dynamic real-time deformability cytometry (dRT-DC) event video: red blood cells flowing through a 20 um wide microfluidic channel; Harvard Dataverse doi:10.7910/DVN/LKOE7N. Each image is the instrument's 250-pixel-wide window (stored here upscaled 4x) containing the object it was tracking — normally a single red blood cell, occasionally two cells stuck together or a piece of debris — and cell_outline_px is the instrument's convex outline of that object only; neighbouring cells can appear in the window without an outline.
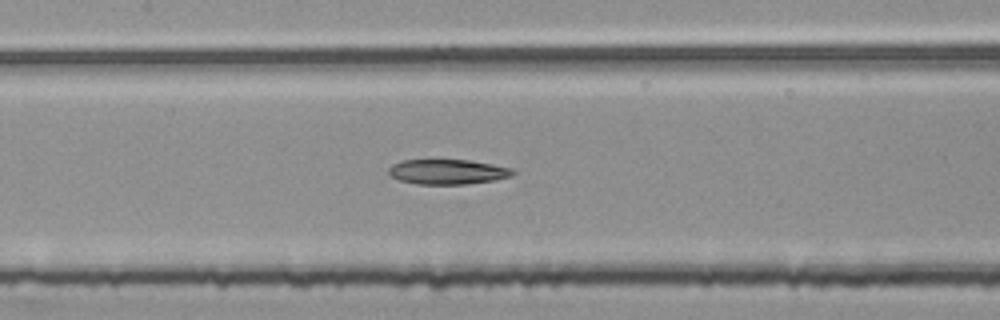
{"species": "common noctule bat (a hibernating species)", "species_latin": "Nyctalus noctula", "temperature_condition": "room temperature", "stored_images_in_passage": 50, "segment_of_instrument_passage": [2, 2], "camera_frame_rate_fps": 3000, "um_per_image_px": 0.085, "animal": {"sex": "female", "body_mass_g": 25.1}, "frame": {"image": 1, "passage_image": 21, "time_ms": 6.667, "image_size_px": [1000, 320], "cell_outline_px": [[516, 172], [512, 176], [492, 180], [468, 184], [416, 184], [400, 180], [388, 176], [388, 168], [392, 164], [400, 160], [468, 160], [492, 164], [512, 168]], "centroid_in_image_um": [38.01, 14.6], "position_along_channel_um": 169.4, "area_um2": 18.15}}
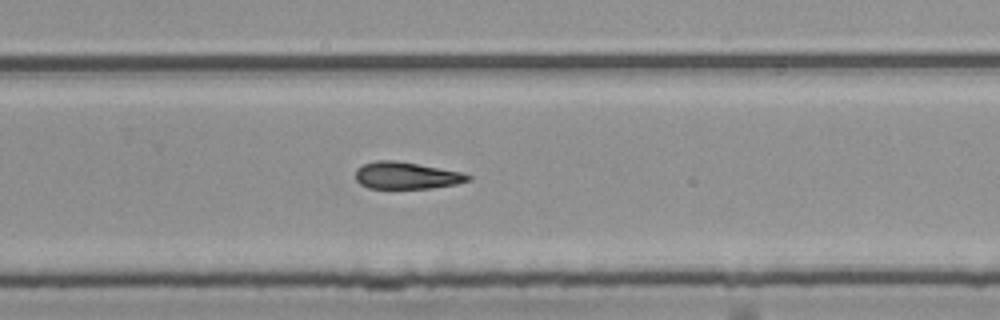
{"frame": {"image": 2, "passage_image": 31, "time_ms": 10.0, "image_size_px": [1000, 320], "cell_outline_px": [[472, 180], [456, 184], [432, 188], [368, 188], [360, 184], [356, 180], [356, 168], [364, 164], [376, 160], [396, 160], [440, 168], [460, 172], [472, 176]], "centroid_in_image_um": [34.54, 14.92], "position_along_channel_um": 295.3, "area_um2": 17.69}}
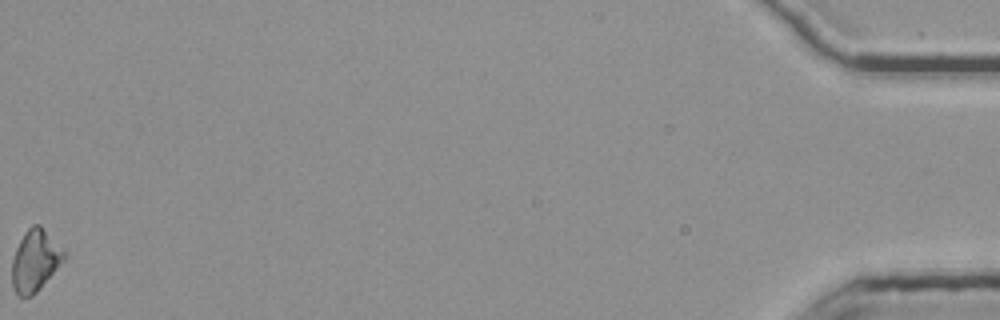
{"frame": {"image": 3, "passage_image": 50, "time_ms": 16.333, "image_size_px": [1000, 320], "cell_outline_px": [[64, 260], [36, 292], [32, 296], [20, 296], [12, 288], [12, 260], [16, 248], [24, 232], [32, 224], [40, 224], [64, 248]], "centroid_in_image_um": [2.98, 22.11], "position_along_channel_um": 432.2, "area_um2": 18.61}}